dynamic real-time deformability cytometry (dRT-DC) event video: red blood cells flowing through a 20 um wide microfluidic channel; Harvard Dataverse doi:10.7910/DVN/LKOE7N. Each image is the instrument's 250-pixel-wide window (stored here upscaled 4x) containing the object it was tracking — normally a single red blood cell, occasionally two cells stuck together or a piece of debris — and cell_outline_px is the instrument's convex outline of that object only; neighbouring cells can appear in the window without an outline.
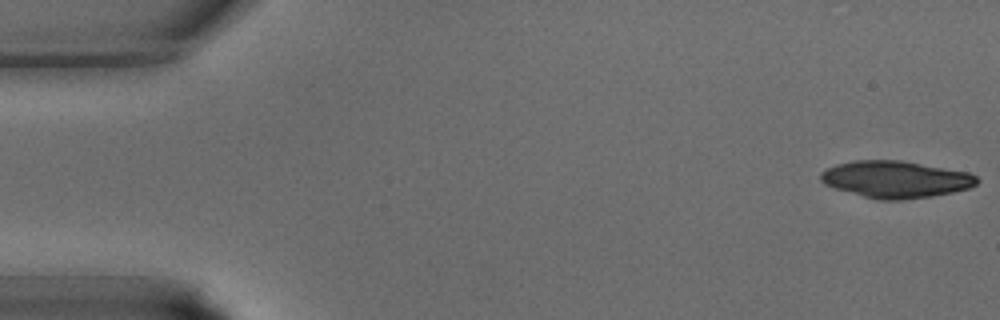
{"species": "common noctule bat (a hibernating species)", "species_latin": "Nyctalus noctula", "temperature_condition": "warm", "stored_images_in_passage": 38, "camera_frame_rate_fps": 3000, "um_per_image_px": 0.085, "animal": {"sex": "male", "body_mass_g": 15.6}, "frame": {"image": 1, "passage_image": 1, "time_ms": 0.0, "image_size_px": [1000, 320], "cell_outline_px": [[980, 180], [976, 184], [968, 188], [952, 192], [932, 196], [904, 200], [876, 200], [836, 188], [824, 184], [820, 180], [820, 172], [836, 164], [852, 160], [900, 160], [968, 172], [976, 176]], "centroid_in_image_um": [76.11, 15.24], "position_along_channel_um": 8.9, "area_um2": 33.58}}
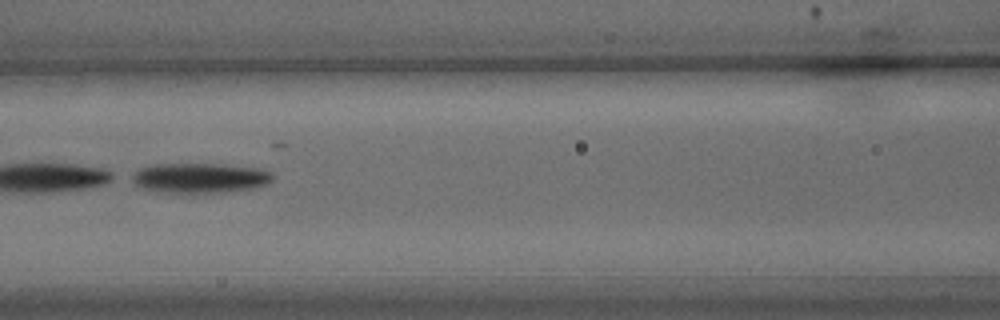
{"frame": {"image": 2, "passage_image": 17, "time_ms": 5.333, "image_size_px": [1000, 320], "cell_outline_px": [[276, 176], [268, 184], [248, 188], [212, 192], [168, 192], [144, 188], [128, 180], [128, 176], [140, 168], [156, 164], [220, 164], [260, 168], [272, 172]], "centroid_in_image_um": [16.97, 15.1], "position_along_channel_um": 149.6, "area_um2": 24.28}}
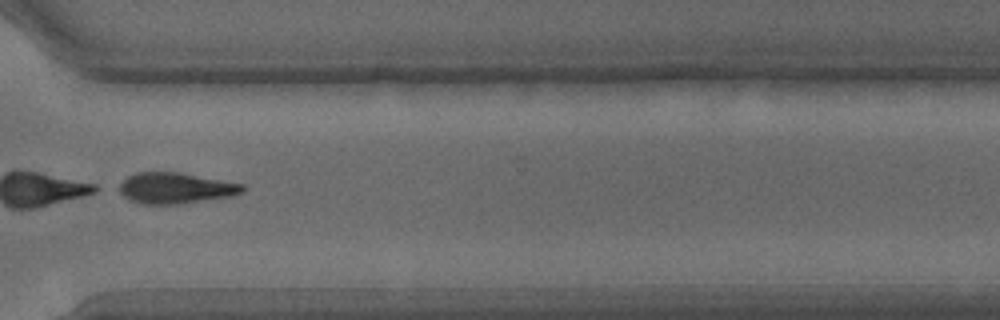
{"frame": {"image": 3, "passage_image": 29, "time_ms": 9.333, "image_size_px": [1000, 320], "cell_outline_px": [[248, 188], [244, 192], [232, 196], [180, 204], [140, 204], [128, 200], [112, 188], [128, 176], [136, 172], [180, 172], [244, 184]], "centroid_in_image_um": [14.86, 15.99], "position_along_channel_um": 355.7, "area_um2": 22.89}}